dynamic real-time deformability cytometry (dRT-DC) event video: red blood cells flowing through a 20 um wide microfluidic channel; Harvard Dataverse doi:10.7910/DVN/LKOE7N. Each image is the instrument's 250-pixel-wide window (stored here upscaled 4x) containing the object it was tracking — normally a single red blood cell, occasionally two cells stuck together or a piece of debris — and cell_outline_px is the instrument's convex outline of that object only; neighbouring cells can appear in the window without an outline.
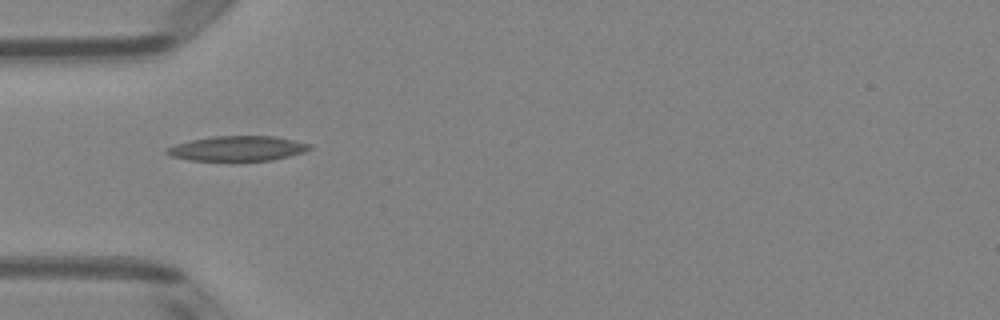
{"species": "Egyptian fruit bat (a non-hibernating species)", "species_latin": "Rousettus aegyptiacus", "temperature_condition": "room temperature", "stored_images_in_passage": 36, "camera_frame_rate_fps": 3000, "um_per_image_px": 0.085, "animal": {"sex": "female"}, "frame": {"image": 1, "passage_image": 1, "time_ms": 0.0, "image_size_px": [1000, 320], "cell_outline_px": [[312, 148], [304, 152], [272, 160], [188, 160], [172, 156], [164, 152], [164, 148], [176, 144], [192, 140], [212, 136], [272, 136], [312, 144]], "centroid_in_image_um": [20.17, 12.61], "position_along_channel_um": 64.8, "area_um2": 20.58}}
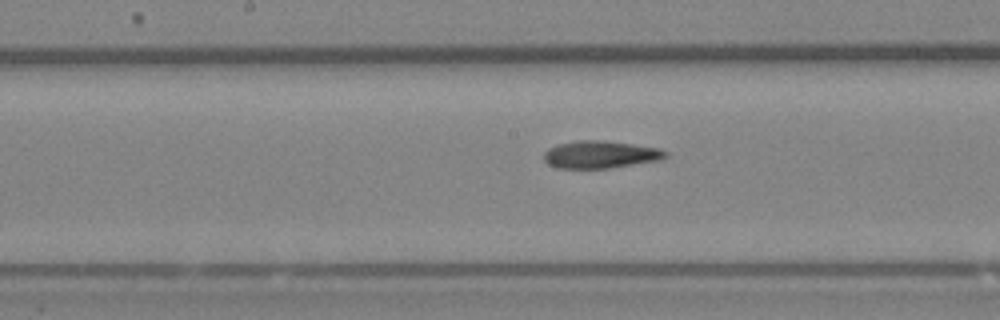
{"frame": {"image": 2, "passage_image": 11, "time_ms": 3.333, "image_size_px": [1000, 320], "cell_outline_px": [[668, 156], [660, 160], [608, 168], [556, 168], [548, 164], [544, 160], [544, 152], [548, 148], [560, 144], [576, 140], [604, 140], [660, 148], [668, 152]], "centroid_in_image_um": [51.04, 13.13], "position_along_channel_um": 197.2, "area_um2": 19.48}}
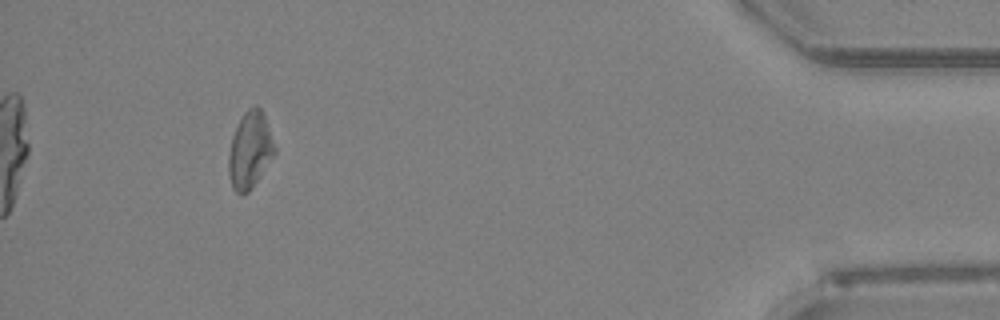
{"frame": {"image": 3, "passage_image": 32, "time_ms": 10.333, "image_size_px": [1000, 320], "cell_outline_px": [[276, 152], [252, 188], [248, 192], [240, 196], [232, 188], [228, 172], [228, 156], [232, 136], [244, 112], [248, 108], [256, 104], [264, 112], [276, 148]], "centroid_in_image_um": [21.25, 12.76], "position_along_channel_um": 414.0, "area_um2": 20.69}, "authors_computed_cell_mechanics": {"area_um2": 19.9988, "velocity_mm_per_s": 4.0023, "shape_relaxation_time_tau1_ms": 10.1034, "shape_relaxation_time_tau2_ms": 3.1458, "deformation_change_tau1": 0.2076, "deformation_change_tau2": 0.1241}}